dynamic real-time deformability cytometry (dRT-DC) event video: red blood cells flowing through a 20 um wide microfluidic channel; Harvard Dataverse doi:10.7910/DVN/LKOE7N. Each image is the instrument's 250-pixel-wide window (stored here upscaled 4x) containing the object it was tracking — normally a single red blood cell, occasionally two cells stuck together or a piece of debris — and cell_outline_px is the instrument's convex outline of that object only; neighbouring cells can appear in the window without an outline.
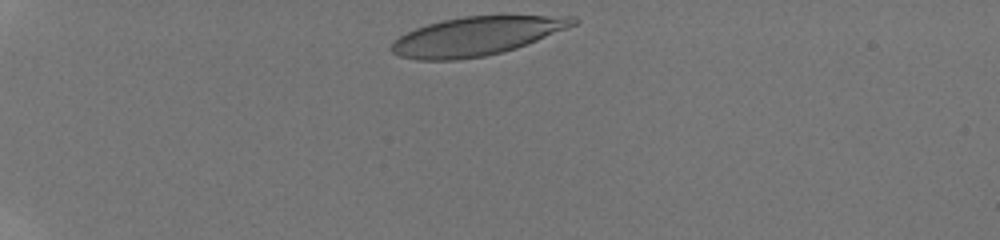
{"species": "human", "species_latin": "Homo sapiens", "temperature_condition": "room temperature", "stored_images_in_passage": 29, "camera_frame_rate_fps": 3000, "um_per_image_px": 0.085, "donor": {"sex": "male"}, "frame": {"image": 1, "passage_image": 1, "time_ms": 0.0, "image_size_px": [1000, 240], "cell_outline_px": [[580, 20], [576, 24], [568, 28], [516, 48], [484, 56], [456, 60], [416, 60], [400, 56], [392, 52], [392, 44], [400, 36], [416, 28], [428, 24], [444, 20], [464, 16], [576, 16]], "centroid_in_image_um": [40.52, 3.07], "position_along_channel_um": 44.5, "area_um2": 40.46}}
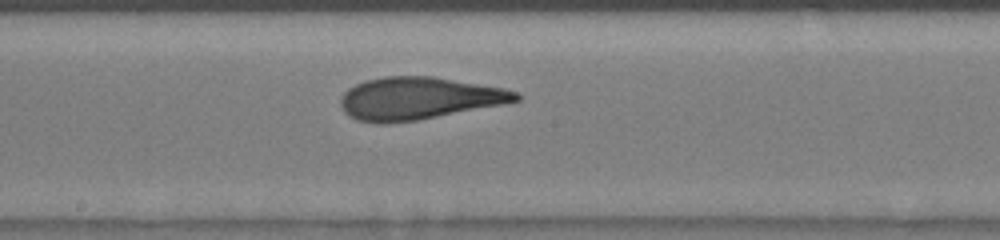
{"frame": {"image": 2, "passage_image": 16, "time_ms": 5.667, "image_size_px": [1000, 240], "cell_outline_px": [[520, 100], [500, 104], [416, 120], [388, 124], [376, 124], [356, 120], [348, 116], [344, 112], [340, 104], [340, 100], [344, 92], [348, 88], [364, 80], [384, 76], [432, 76], [504, 88], [516, 92], [520, 96]], "centroid_in_image_um": [35.5, 8.36], "position_along_channel_um": 212.7, "area_um2": 43.12}}
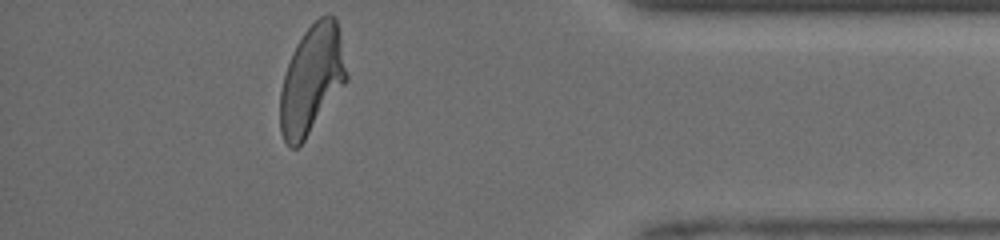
{"frame": {"image": 3, "passage_image": 29, "time_ms": 11.0, "image_size_px": [1000, 240], "cell_outline_px": [[348, 80], [304, 140], [296, 148], [288, 148], [280, 132], [280, 92], [284, 76], [288, 64], [296, 44], [304, 32], [320, 16], [336, 16], [340, 32], [348, 76]], "centroid_in_image_um": [26.5, 6.77], "position_along_channel_um": 408.7, "area_um2": 41.73}, "authors_computed_cell_mechanics": {"area_um2": 42.6564, "velocity_mm_per_s": 4.1328, "shape_relaxation_time_tau1_ms": 4.8438, "shape_relaxation_time_tau2_ms": 0.9914, "deformation_change_tau1": 0.2206, "deformation_change_tau2": 0.0907}}